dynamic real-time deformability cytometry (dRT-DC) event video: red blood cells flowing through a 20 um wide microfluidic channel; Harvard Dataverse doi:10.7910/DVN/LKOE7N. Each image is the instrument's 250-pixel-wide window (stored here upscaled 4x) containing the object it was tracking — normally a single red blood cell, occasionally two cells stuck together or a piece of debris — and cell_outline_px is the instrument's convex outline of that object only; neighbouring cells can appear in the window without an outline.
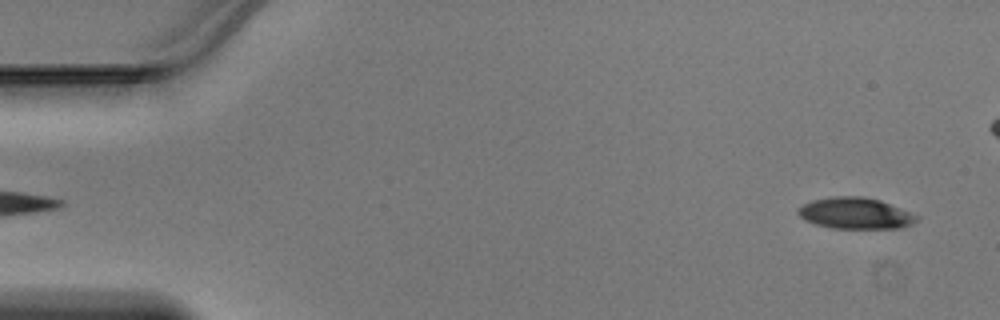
{"species": "Egyptian fruit bat (a non-hibernating species)", "species_latin": "Rousettus aegyptiacus", "temperature_condition": "warm", "stored_images_in_passage": 42, "camera_frame_rate_fps": 3000, "um_per_image_px": 0.085, "animal": {"sex": "male"}, "frame": {"image": 1, "passage_image": 2, "time_ms": 0.333, "image_size_px": [1000, 320], "cell_outline_px": [[920, 220], [912, 224], [900, 228], [832, 228], [816, 224], [804, 220], [796, 212], [796, 208], [812, 200], [832, 196], [864, 196], [880, 200], [920, 216]], "centroid_in_image_um": [72.71, 18.12], "position_along_channel_um": 12.3, "area_um2": 21.79}}
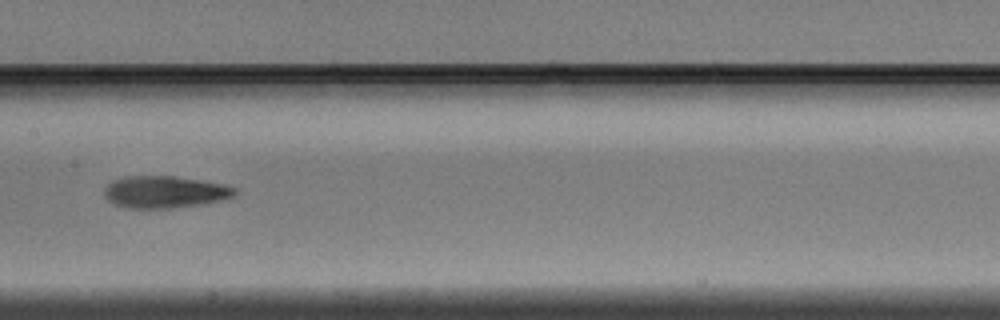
{"frame": {"image": 2, "passage_image": 23, "time_ms": 7.333, "image_size_px": [1000, 320], "cell_outline_px": [[236, 196], [224, 200], [200, 204], [172, 208], [128, 208], [116, 204], [108, 200], [104, 196], [104, 188], [108, 184], [124, 176], [176, 176], [204, 180], [224, 184], [236, 188]], "centroid_in_image_um": [14.05, 16.31], "position_along_channel_um": 193.3, "area_um2": 24.51}}
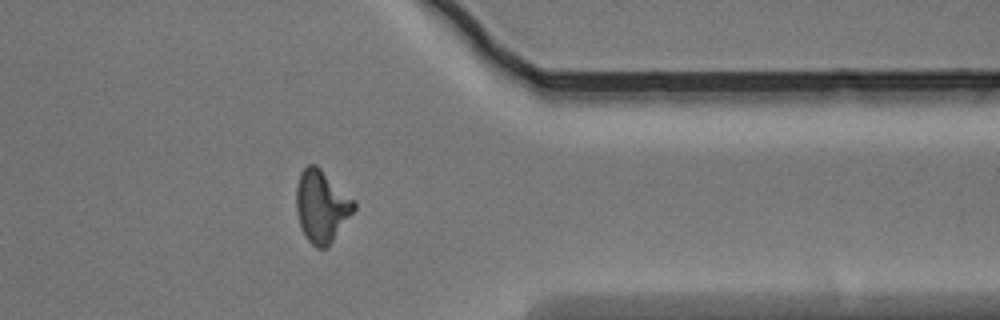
{"frame": {"image": 3, "passage_image": 37, "time_ms": 12.0, "image_size_px": [1000, 320], "cell_outline_px": [[356, 208], [328, 248], [316, 248], [308, 240], [300, 224], [296, 212], [296, 184], [300, 172], [308, 164], [316, 164], [356, 200]], "centroid_in_image_um": [27.35, 17.51], "position_along_channel_um": 384.1, "area_um2": 24.51}}